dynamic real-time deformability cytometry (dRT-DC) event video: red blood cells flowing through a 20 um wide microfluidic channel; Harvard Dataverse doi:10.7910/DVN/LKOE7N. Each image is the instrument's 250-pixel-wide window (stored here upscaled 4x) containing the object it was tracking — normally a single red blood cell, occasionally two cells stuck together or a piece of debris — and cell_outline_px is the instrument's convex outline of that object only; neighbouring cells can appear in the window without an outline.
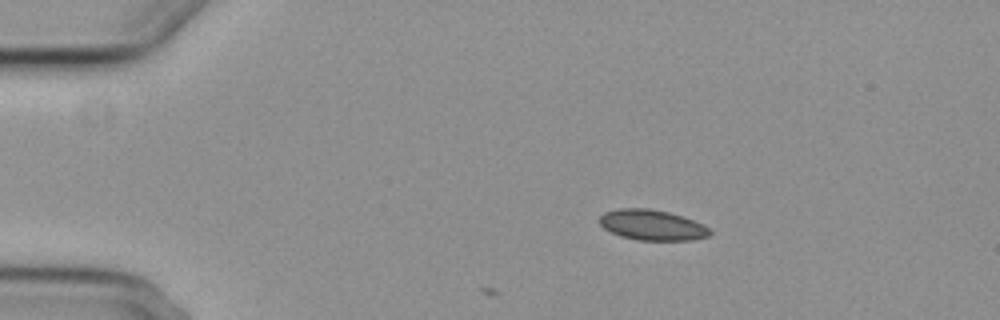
{"species": "common noctule bat (a hibernating species)", "species_latin": "Nyctalus noctula", "temperature_condition": "cold", "stored_images_in_passage": 16, "camera_frame_rate_fps": 3000, "um_per_image_px": 0.085, "animal": {"sex": "female", "body_mass_g": 29.2, "forearm_length_mm": 56.3}, "frame": {"image": 1, "passage_image": 10, "time_ms": 3.0, "image_size_px": [1000, 320], "cell_outline_px": [[712, 232], [708, 236], [692, 240], [636, 240], [620, 236], [604, 228], [596, 220], [604, 212], [620, 208], [648, 208], [668, 212], [704, 224]], "centroid_in_image_um": [55.39, 19.13], "position_along_channel_um": 29.6, "area_um2": 19.59}}